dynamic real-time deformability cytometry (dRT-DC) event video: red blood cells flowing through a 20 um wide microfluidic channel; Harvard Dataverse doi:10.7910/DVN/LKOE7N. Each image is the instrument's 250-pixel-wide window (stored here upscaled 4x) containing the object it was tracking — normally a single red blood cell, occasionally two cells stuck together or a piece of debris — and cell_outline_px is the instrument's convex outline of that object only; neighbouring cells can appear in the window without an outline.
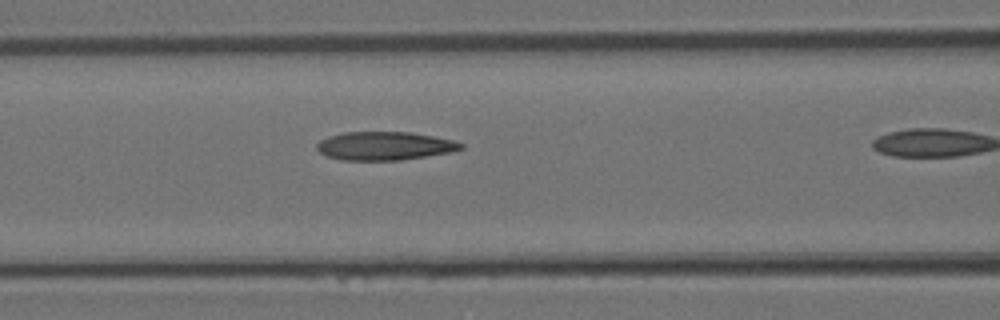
{"species": "Egyptian fruit bat (a non-hibernating species)", "species_latin": "Rousettus aegyptiacus", "temperature_condition": "room temperature", "stored_images_in_passage": 5, "camera_frame_rate_fps": 3000, "um_per_image_px": 0.085, "animal": {"sex": "female"}, "frame": {"image": 1, "passage_image": 4, "time_ms": 1.0, "image_size_px": [1000, 320], "cell_outline_px": [[464, 148], [452, 152], [400, 160], [340, 160], [324, 156], [316, 148], [316, 144], [320, 140], [328, 136], [344, 132], [412, 132], [452, 140], [464, 144]], "centroid_in_image_um": [32.66, 12.4], "position_along_channel_um": 133.9, "area_um2": 23.99}}